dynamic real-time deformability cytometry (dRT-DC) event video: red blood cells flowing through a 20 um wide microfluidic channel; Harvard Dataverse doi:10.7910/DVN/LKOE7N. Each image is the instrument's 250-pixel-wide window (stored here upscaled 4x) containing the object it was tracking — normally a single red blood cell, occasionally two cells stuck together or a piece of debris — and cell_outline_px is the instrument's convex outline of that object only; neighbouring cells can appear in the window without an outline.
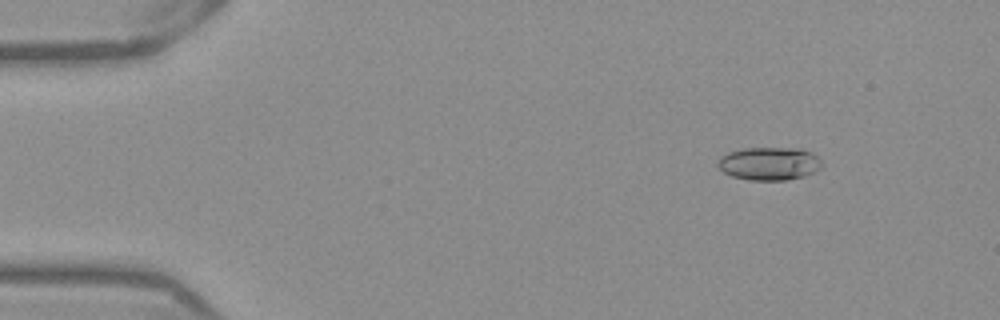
{"species": "Egyptian fruit bat (a non-hibernating species)", "species_latin": "Rousettus aegyptiacus", "temperature_condition": "warm", "stored_images_in_passage": 48, "camera_frame_rate_fps": 3000, "um_per_image_px": 0.085, "frame": {"image": 1, "passage_image": 2, "time_ms": 0.333, "image_size_px": [1000, 320], "cell_outline_px": [[824, 164], [820, 168], [804, 176], [784, 180], [748, 180], [732, 176], [724, 172], [716, 164], [720, 156], [728, 152], [744, 148], [800, 148], [812, 152]], "centroid_in_image_um": [65.37, 13.9], "position_along_channel_um": 19.6, "area_um2": 20.11}}
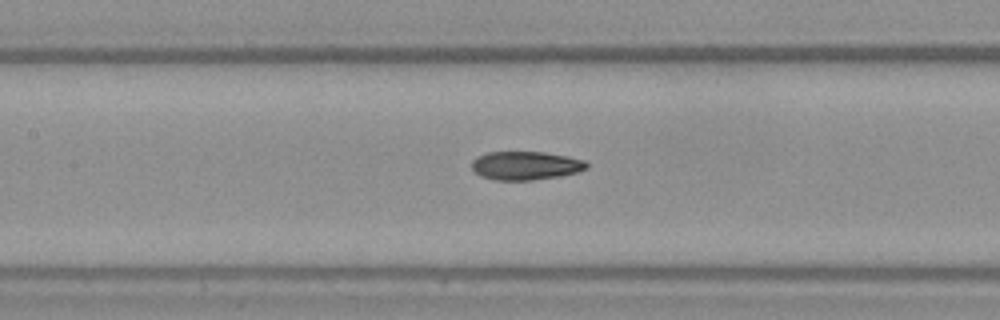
{"frame": {"image": 2, "passage_image": 20, "time_ms": 6.333, "image_size_px": [1000, 320], "cell_outline_px": [[588, 168], [576, 172], [560, 176], [532, 180], [496, 180], [480, 176], [472, 168], [472, 160], [476, 156], [488, 152], [544, 152], [568, 156], [584, 160], [588, 164]], "centroid_in_image_um": [44.67, 14.07], "position_along_channel_um": 162.7, "area_um2": 19.13}}
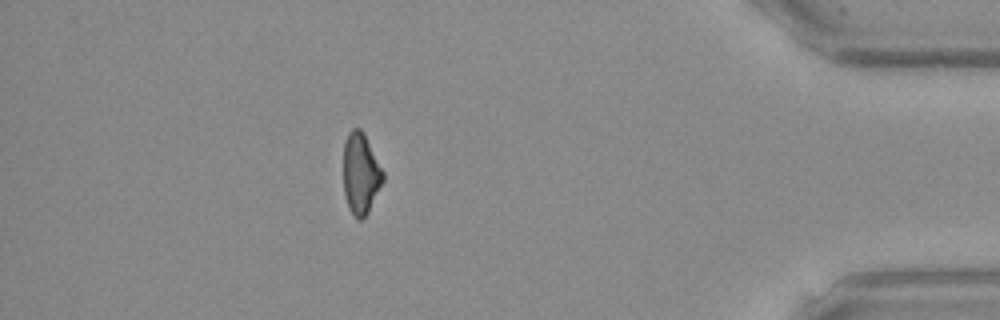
{"frame": {"image": 3, "passage_image": 42, "time_ms": 13.667, "image_size_px": [1000, 320], "cell_outline_px": [[384, 180], [368, 212], [360, 220], [356, 220], [348, 208], [344, 192], [344, 140], [348, 132], [352, 128], [360, 128], [364, 132], [384, 172]], "centroid_in_image_um": [30.66, 14.74], "position_along_channel_um": 404.5, "area_um2": 18.84}, "authors_computed_cell_mechanics": {"area_um2": 19.2763, "velocity_mm_per_s": 3.9221, "shape_relaxation_time_tau1_ms": null, "shape_relaxation_time_tau2_ms": 3.2803, "deformation_change_tau1": null, "deformation_change_tau2": 0.1013}}